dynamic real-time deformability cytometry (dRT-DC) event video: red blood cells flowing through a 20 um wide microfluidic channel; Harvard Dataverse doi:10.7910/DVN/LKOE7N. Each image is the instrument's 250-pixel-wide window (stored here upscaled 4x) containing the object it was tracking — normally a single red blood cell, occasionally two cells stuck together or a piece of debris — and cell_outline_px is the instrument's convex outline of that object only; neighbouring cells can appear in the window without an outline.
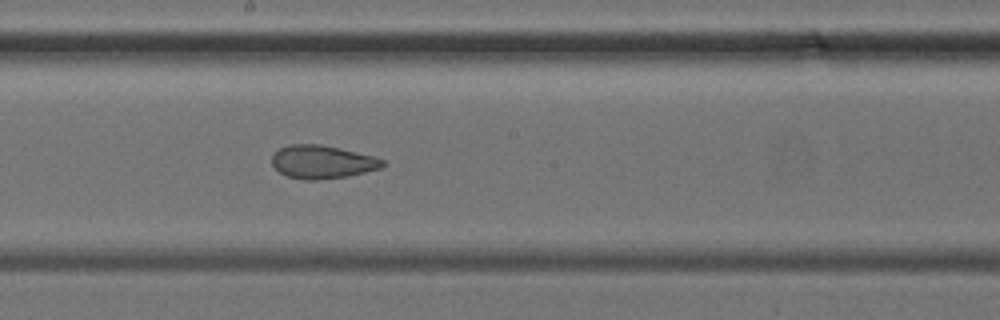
{"species": "common noctule bat (a hibernating species)", "species_latin": "Nyctalus noctula", "temperature_condition": "cold", "stored_images_in_passage": 6, "camera_frame_rate_fps": 3000, "um_per_image_px": 0.085, "animal": {"sex": "female", "body_mass_g": 24.6, "forearm_length_mm": 56.2}, "frame": {"image": 1, "passage_image": 6, "time_ms": 7.0, "image_size_px": [1000, 320], "cell_outline_px": [[388, 164], [380, 168], [348, 176], [316, 180], [304, 180], [288, 176], [280, 172], [272, 164], [272, 156], [280, 148], [288, 144], [320, 144], [340, 148], [376, 156], [384, 160]], "centroid_in_image_um": [27.43, 13.75], "position_along_channel_um": 220.8, "area_um2": 21.5}}